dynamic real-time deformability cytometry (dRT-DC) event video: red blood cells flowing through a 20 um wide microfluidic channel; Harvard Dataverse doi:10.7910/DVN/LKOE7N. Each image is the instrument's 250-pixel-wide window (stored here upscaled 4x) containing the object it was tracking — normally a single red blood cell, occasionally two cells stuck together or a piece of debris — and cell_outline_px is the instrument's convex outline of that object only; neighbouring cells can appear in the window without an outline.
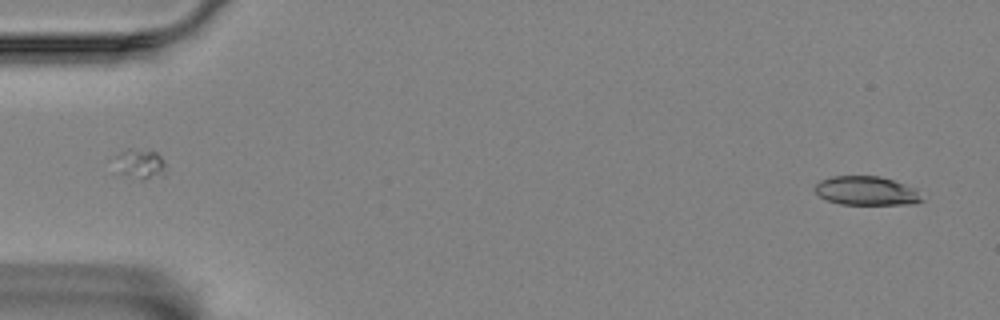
{"species": "Egyptian fruit bat (a non-hibernating species)", "species_latin": "Rousettus aegyptiacus", "temperature_condition": "room temperature", "stored_images_in_passage": 57, "camera_frame_rate_fps": 3000, "um_per_image_px": 0.085, "animal": {"sex": "female"}, "frame": {"image": 1, "passage_image": 2, "time_ms": 0.333, "image_size_px": [1000, 320], "cell_outline_px": [[924, 200], [912, 204], [840, 204], [828, 200], [820, 196], [812, 188], [820, 180], [832, 176], [880, 176], [916, 188]], "centroid_in_image_um": [73.64, 16.21], "position_along_channel_um": 11.4, "area_um2": 18.03}}
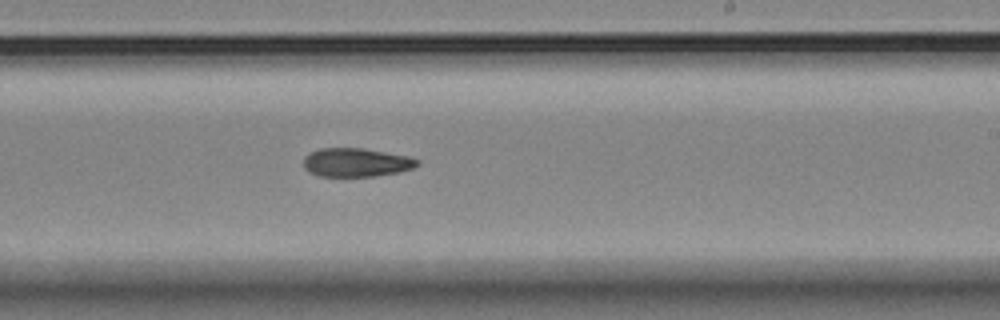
{"frame": {"image": 2, "passage_image": 34, "time_ms": 11.0, "image_size_px": [1000, 320], "cell_outline_px": [[420, 164], [412, 168], [400, 172], [372, 176], [320, 176], [304, 168], [304, 156], [320, 148], [364, 148], [408, 156], [420, 160]], "centroid_in_image_um": [30.31, 13.8], "position_along_channel_um": 258.7, "area_um2": 18.9}}
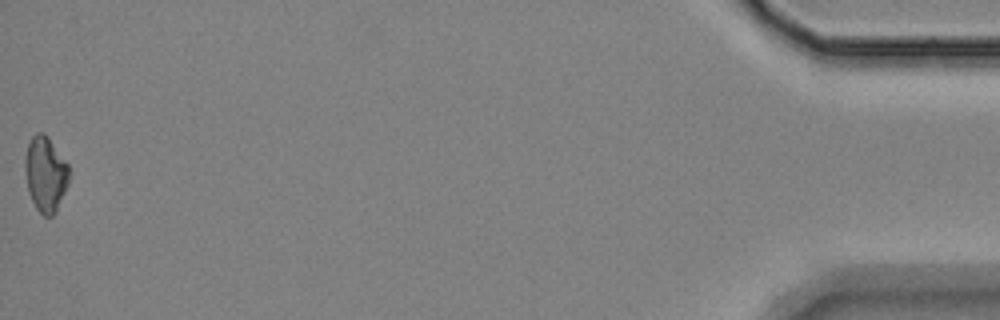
{"frame": {"image": 3, "passage_image": 57, "time_ms": 18.667, "image_size_px": [1000, 320], "cell_outline_px": [[68, 184], [56, 212], [52, 216], [44, 216], [36, 208], [28, 192], [24, 168], [24, 160], [28, 144], [32, 136], [36, 132], [44, 132], [48, 136], [68, 164]], "centroid_in_image_um": [3.85, 14.78], "position_along_channel_um": 431.3, "area_um2": 19.36}}